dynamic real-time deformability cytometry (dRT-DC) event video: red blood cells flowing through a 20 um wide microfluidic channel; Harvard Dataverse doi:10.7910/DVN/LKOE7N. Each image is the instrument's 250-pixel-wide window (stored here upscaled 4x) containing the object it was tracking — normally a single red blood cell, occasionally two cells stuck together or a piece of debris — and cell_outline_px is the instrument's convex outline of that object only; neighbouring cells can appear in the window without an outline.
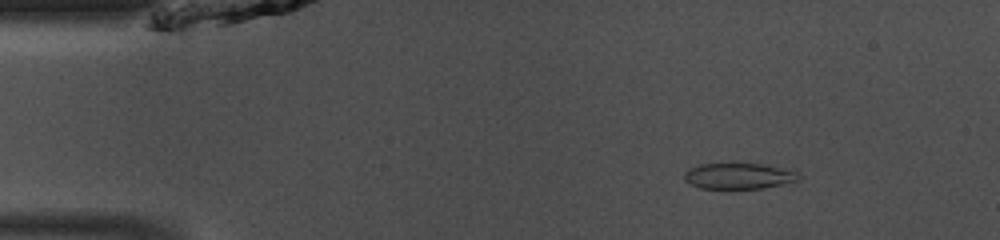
{"species": "common noctule bat (a hibernating species)", "species_latin": "Nyctalus noctula", "temperature_condition": "room temperature", "stored_images_in_passage": 47, "camera_frame_rate_fps": 3000, "um_per_image_px": 0.085, "animal": {"sex": "male", "body_mass_g": 13.0, "forearm_length_mm": 53.1}, "frame": {"image": 1, "passage_image": 6, "time_ms": 1.667, "image_size_px": [1000, 240], "cell_outline_px": [[800, 180], [764, 188], [700, 188], [688, 184], [684, 180], [684, 172], [700, 164], [732, 160], [736, 160], [792, 168], [800, 176]], "centroid_in_image_um": [62.81, 14.89], "position_along_channel_um": 22.2, "area_um2": 18.38}}
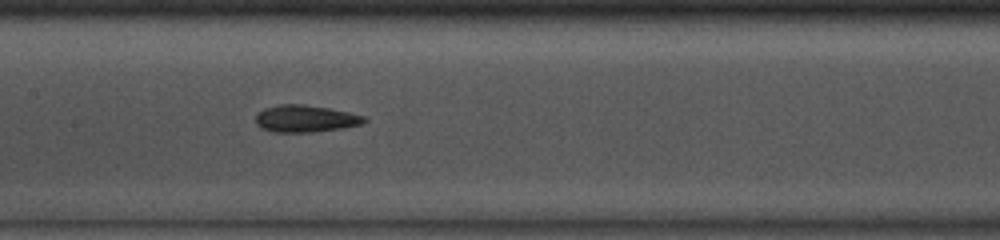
{"frame": {"image": 2, "passage_image": 22, "time_ms": 7.0, "image_size_px": [1000, 240], "cell_outline_px": [[368, 120], [360, 124], [344, 128], [312, 132], [272, 132], [256, 124], [256, 116], [264, 108], [280, 104], [304, 104], [328, 108], [348, 112], [364, 116]], "centroid_in_image_um": [25.97, 10.08], "position_along_channel_um": 181.4, "area_um2": 16.99}}
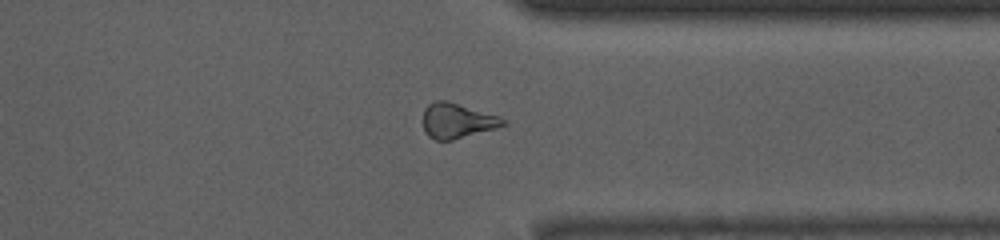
{"frame": {"image": 3, "passage_image": 36, "time_ms": 11.667, "image_size_px": [1000, 240], "cell_outline_px": [[508, 124], [496, 128], [452, 140], [436, 140], [428, 136], [424, 132], [424, 108], [428, 104], [436, 100], [448, 100], [500, 116], [508, 120]], "centroid_in_image_um": [38.89, 10.25], "position_along_channel_um": 372.5, "area_um2": 16.53}, "authors_computed_cell_mechanics": {"area_um2": 17.2244, "velocity_mm_per_s": 4.1347, "shape_relaxation_time_tau1_ms": 2.6149, "shape_relaxation_time_tau2_ms": 4.0501, "deformation_change_tau1": 0.0888, "deformation_change_tau2": 0.1313}}